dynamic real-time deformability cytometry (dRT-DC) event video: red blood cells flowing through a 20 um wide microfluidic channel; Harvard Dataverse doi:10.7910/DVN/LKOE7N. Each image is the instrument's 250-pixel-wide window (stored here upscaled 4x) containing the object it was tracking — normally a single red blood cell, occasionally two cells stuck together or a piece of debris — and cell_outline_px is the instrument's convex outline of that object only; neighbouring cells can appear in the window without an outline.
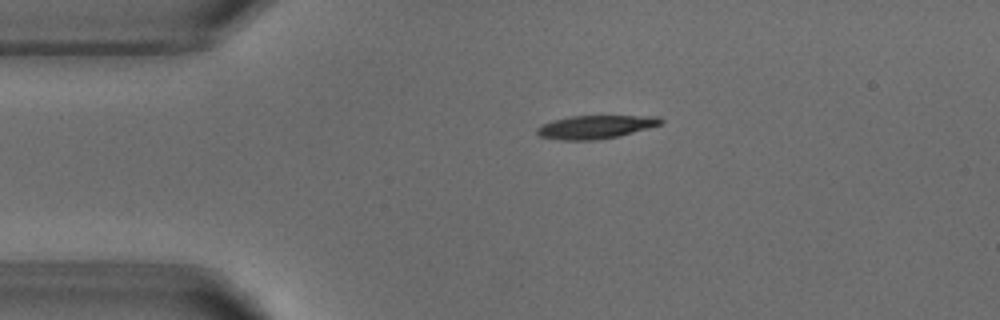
{"species": "common noctule bat (a hibernating species)", "species_latin": "Nyctalus noctula", "temperature_condition": "warm", "stored_images_in_passage": 2, "camera_frame_rate_fps": 3000, "um_per_image_px": 0.085, "animal": {"sex": "male", "body_mass_g": 18.8}, "frame": {"image": 1, "passage_image": 1, "time_ms": 0.0, "image_size_px": [1000, 320], "cell_outline_px": [[664, 120], [660, 124], [648, 128], [620, 136], [596, 140], [564, 140], [540, 136], [536, 132], [536, 128], [544, 124], [556, 120], [572, 116], [660, 116]], "centroid_in_image_um": [50.66, 10.79], "position_along_channel_um": 34.3, "area_um2": 16.59}}